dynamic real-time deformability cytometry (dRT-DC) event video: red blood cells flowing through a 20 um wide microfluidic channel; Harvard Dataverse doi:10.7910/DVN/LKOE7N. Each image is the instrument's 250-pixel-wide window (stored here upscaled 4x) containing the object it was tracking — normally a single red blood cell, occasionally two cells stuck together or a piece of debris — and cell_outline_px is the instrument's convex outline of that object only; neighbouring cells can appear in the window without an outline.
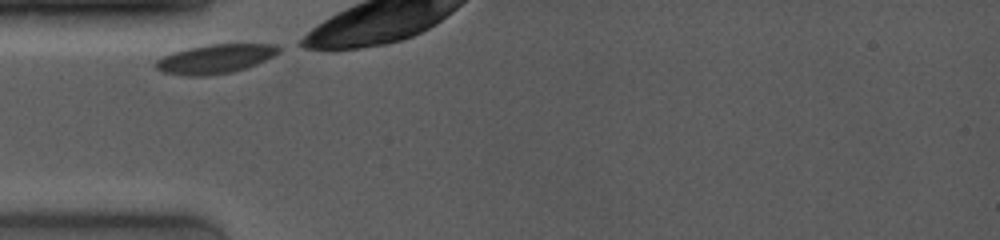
{"species": "common noctule bat (a hibernating species)", "species_latin": "Nyctalus noctula", "temperature_condition": "room temperature", "stored_images_in_passage": 39, "camera_frame_rate_fps": 4000, "um_per_image_px": 0.085, "animal": {"sex": "female", "body_mass_g": 19.0, "forearm_length_mm": 53.3}, "frame": {"image": 1, "passage_image": 1, "time_ms": 0.0, "image_size_px": [1000, 240], "cell_outline_px": [[280, 52], [256, 64], [232, 72], [204, 76], [184, 76], [164, 72], [156, 68], [156, 60], [164, 56], [188, 48], [208, 44], [276, 44], [280, 48]], "centroid_in_image_um": [18.3, 5.0], "position_along_channel_um": 66.7, "area_um2": 20.58}, "authors_computed_cell_mechanics": {"area_um2": 20.5768, "velocity_mm_per_s": 3.6766, "shape_relaxation_time_tau1_ms": 1.9858, "shape_relaxation_time_tau2_ms": null, "deformation_change_tau1": 0.0456, "deformation_change_tau2": null}}